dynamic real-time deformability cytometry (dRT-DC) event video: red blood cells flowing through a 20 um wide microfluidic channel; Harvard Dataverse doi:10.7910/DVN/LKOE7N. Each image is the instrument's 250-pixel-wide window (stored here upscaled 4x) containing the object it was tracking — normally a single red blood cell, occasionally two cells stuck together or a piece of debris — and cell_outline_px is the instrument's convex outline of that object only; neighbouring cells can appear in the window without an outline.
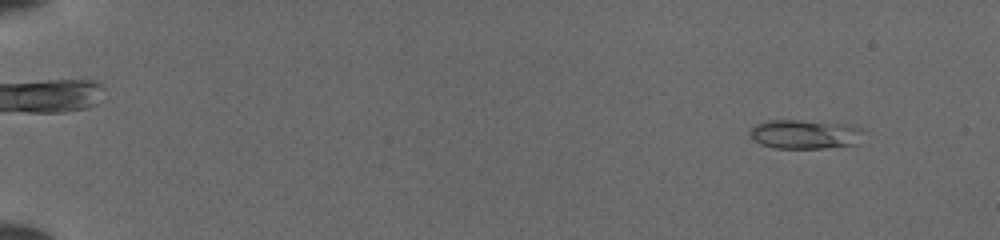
{"species": "common noctule bat (a hibernating species)", "species_latin": "Nyctalus noctula", "temperature_condition": "cold", "stored_images_in_passage": 47, "camera_frame_rate_fps": 3000, "um_per_image_px": 0.085, "animal": {"sex": "female", "body_mass_g": 19.5, "forearm_length_mm": 54.1}, "frame": {"image": 1, "passage_image": 2, "time_ms": 0.333, "image_size_px": [1000, 240], "cell_outline_px": [[860, 132], [856, 144], [824, 148], [776, 148], [760, 144], [752, 140], [748, 132], [756, 124], [764, 120], [800, 120], [840, 124], [860, 128]], "centroid_in_image_um": [68.27, 11.41], "position_along_channel_um": 16.7, "area_um2": 18.96}}
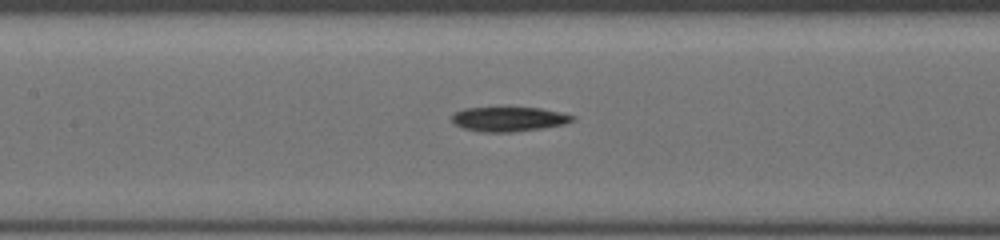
{"frame": {"image": 2, "passage_image": 23, "time_ms": 7.333, "image_size_px": [1000, 240], "cell_outline_px": [[576, 120], [564, 124], [544, 128], [512, 132], [480, 132], [464, 128], [456, 124], [452, 120], [452, 116], [456, 112], [464, 108], [540, 108], [560, 112], [576, 116]], "centroid_in_image_um": [43.3, 10.13], "position_along_channel_um": 164.1, "area_um2": 17.17}}
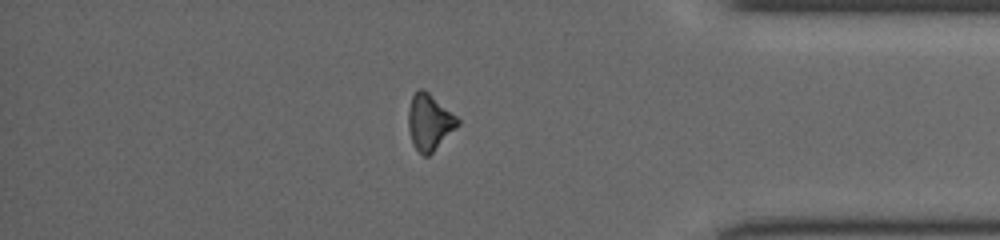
{"frame": {"image": 3, "passage_image": 41, "time_ms": 13.333, "image_size_px": [1000, 240], "cell_outline_px": [[460, 124], [428, 156], [424, 156], [412, 144], [408, 128], [408, 112], [412, 96], [420, 88], [424, 88], [456, 116], [460, 120]], "centroid_in_image_um": [36.49, 10.37], "position_along_channel_um": 398.7, "area_um2": 15.95}}